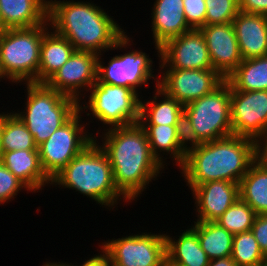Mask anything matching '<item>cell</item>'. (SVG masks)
I'll return each mask as SVG.
<instances>
[{"label":"cell","instance_id":"d6986e66","mask_svg":"<svg viewBox=\"0 0 267 266\" xmlns=\"http://www.w3.org/2000/svg\"><path fill=\"white\" fill-rule=\"evenodd\" d=\"M232 24L243 60L267 55V15L239 12Z\"/></svg>","mask_w":267,"mask_h":266},{"label":"cell","instance_id":"9c48e42d","mask_svg":"<svg viewBox=\"0 0 267 266\" xmlns=\"http://www.w3.org/2000/svg\"><path fill=\"white\" fill-rule=\"evenodd\" d=\"M81 113L82 111L79 109L38 146L42 169L50 179L94 141L95 135L90 134L80 122Z\"/></svg>","mask_w":267,"mask_h":266},{"label":"cell","instance_id":"ab89813d","mask_svg":"<svg viewBox=\"0 0 267 266\" xmlns=\"http://www.w3.org/2000/svg\"><path fill=\"white\" fill-rule=\"evenodd\" d=\"M260 156L267 161V139L260 145Z\"/></svg>","mask_w":267,"mask_h":266},{"label":"cell","instance_id":"277c9868","mask_svg":"<svg viewBox=\"0 0 267 266\" xmlns=\"http://www.w3.org/2000/svg\"><path fill=\"white\" fill-rule=\"evenodd\" d=\"M97 140L95 137L91 144L57 173L50 185L76 190L97 204L113 209L118 200L129 201L116 189L108 156Z\"/></svg>","mask_w":267,"mask_h":266},{"label":"cell","instance_id":"4fadbf2b","mask_svg":"<svg viewBox=\"0 0 267 266\" xmlns=\"http://www.w3.org/2000/svg\"><path fill=\"white\" fill-rule=\"evenodd\" d=\"M98 55V69L96 82H104L111 85L125 86L138 92V87L148 86V80H159L153 74V60L141 50H132L128 53L111 57L107 66Z\"/></svg>","mask_w":267,"mask_h":266},{"label":"cell","instance_id":"9a60e30c","mask_svg":"<svg viewBox=\"0 0 267 266\" xmlns=\"http://www.w3.org/2000/svg\"><path fill=\"white\" fill-rule=\"evenodd\" d=\"M162 69H213L206 40L200 29H192L160 46ZM162 68V69H161Z\"/></svg>","mask_w":267,"mask_h":266},{"label":"cell","instance_id":"836d02e7","mask_svg":"<svg viewBox=\"0 0 267 266\" xmlns=\"http://www.w3.org/2000/svg\"><path fill=\"white\" fill-rule=\"evenodd\" d=\"M30 190L0 162V204L8 203L22 189Z\"/></svg>","mask_w":267,"mask_h":266},{"label":"cell","instance_id":"44dd1931","mask_svg":"<svg viewBox=\"0 0 267 266\" xmlns=\"http://www.w3.org/2000/svg\"><path fill=\"white\" fill-rule=\"evenodd\" d=\"M5 29L29 28L48 21V0H0Z\"/></svg>","mask_w":267,"mask_h":266},{"label":"cell","instance_id":"d590c367","mask_svg":"<svg viewBox=\"0 0 267 266\" xmlns=\"http://www.w3.org/2000/svg\"><path fill=\"white\" fill-rule=\"evenodd\" d=\"M251 232L254 234L262 253L267 257V214L255 216Z\"/></svg>","mask_w":267,"mask_h":266},{"label":"cell","instance_id":"6da1fadb","mask_svg":"<svg viewBox=\"0 0 267 266\" xmlns=\"http://www.w3.org/2000/svg\"><path fill=\"white\" fill-rule=\"evenodd\" d=\"M51 31L66 38L77 51L97 55L131 45L122 28L101 6L82 1L48 0Z\"/></svg>","mask_w":267,"mask_h":266},{"label":"cell","instance_id":"7c38bea8","mask_svg":"<svg viewBox=\"0 0 267 266\" xmlns=\"http://www.w3.org/2000/svg\"><path fill=\"white\" fill-rule=\"evenodd\" d=\"M157 87L183 106L208 95L225 79L213 69H166Z\"/></svg>","mask_w":267,"mask_h":266},{"label":"cell","instance_id":"f35d334b","mask_svg":"<svg viewBox=\"0 0 267 266\" xmlns=\"http://www.w3.org/2000/svg\"><path fill=\"white\" fill-rule=\"evenodd\" d=\"M208 266H237L231 256L225 258H216L209 261Z\"/></svg>","mask_w":267,"mask_h":266},{"label":"cell","instance_id":"603a6c76","mask_svg":"<svg viewBox=\"0 0 267 266\" xmlns=\"http://www.w3.org/2000/svg\"><path fill=\"white\" fill-rule=\"evenodd\" d=\"M74 51V46L66 38L49 30L41 41L38 83H45Z\"/></svg>","mask_w":267,"mask_h":266},{"label":"cell","instance_id":"d4e9b609","mask_svg":"<svg viewBox=\"0 0 267 266\" xmlns=\"http://www.w3.org/2000/svg\"><path fill=\"white\" fill-rule=\"evenodd\" d=\"M155 89L153 99L144 102L140 97V119L138 123L140 125H176L177 118L184 110V106L176 99L166 95L157 86ZM159 97H163L162 100Z\"/></svg>","mask_w":267,"mask_h":266},{"label":"cell","instance_id":"4dcf8cb0","mask_svg":"<svg viewBox=\"0 0 267 266\" xmlns=\"http://www.w3.org/2000/svg\"><path fill=\"white\" fill-rule=\"evenodd\" d=\"M256 213L240 197L215 222L231 234L251 231Z\"/></svg>","mask_w":267,"mask_h":266},{"label":"cell","instance_id":"ee69618b","mask_svg":"<svg viewBox=\"0 0 267 266\" xmlns=\"http://www.w3.org/2000/svg\"><path fill=\"white\" fill-rule=\"evenodd\" d=\"M4 30H5V28L3 27L2 20L0 17V33L3 32Z\"/></svg>","mask_w":267,"mask_h":266},{"label":"cell","instance_id":"f546056e","mask_svg":"<svg viewBox=\"0 0 267 266\" xmlns=\"http://www.w3.org/2000/svg\"><path fill=\"white\" fill-rule=\"evenodd\" d=\"M231 257L237 266H261L267 260L251 231L234 235Z\"/></svg>","mask_w":267,"mask_h":266},{"label":"cell","instance_id":"5b68a950","mask_svg":"<svg viewBox=\"0 0 267 266\" xmlns=\"http://www.w3.org/2000/svg\"><path fill=\"white\" fill-rule=\"evenodd\" d=\"M26 86L25 110L12 112L27 126L39 146L79 110L80 104L45 83H26Z\"/></svg>","mask_w":267,"mask_h":266},{"label":"cell","instance_id":"e575fe53","mask_svg":"<svg viewBox=\"0 0 267 266\" xmlns=\"http://www.w3.org/2000/svg\"><path fill=\"white\" fill-rule=\"evenodd\" d=\"M183 13L192 29H200L205 25V0H183Z\"/></svg>","mask_w":267,"mask_h":266},{"label":"cell","instance_id":"7402d4cb","mask_svg":"<svg viewBox=\"0 0 267 266\" xmlns=\"http://www.w3.org/2000/svg\"><path fill=\"white\" fill-rule=\"evenodd\" d=\"M240 198L256 215L267 214V161L259 156L239 183Z\"/></svg>","mask_w":267,"mask_h":266},{"label":"cell","instance_id":"60d3db41","mask_svg":"<svg viewBox=\"0 0 267 266\" xmlns=\"http://www.w3.org/2000/svg\"><path fill=\"white\" fill-rule=\"evenodd\" d=\"M43 266H68V264L63 263V262H56V263L52 262L51 263V261H50V262L44 263Z\"/></svg>","mask_w":267,"mask_h":266},{"label":"cell","instance_id":"d6a6232c","mask_svg":"<svg viewBox=\"0 0 267 266\" xmlns=\"http://www.w3.org/2000/svg\"><path fill=\"white\" fill-rule=\"evenodd\" d=\"M176 134L179 148L185 155L203 144L194 131L190 117L184 110L177 118Z\"/></svg>","mask_w":267,"mask_h":266},{"label":"cell","instance_id":"f1b7e54d","mask_svg":"<svg viewBox=\"0 0 267 266\" xmlns=\"http://www.w3.org/2000/svg\"><path fill=\"white\" fill-rule=\"evenodd\" d=\"M3 113L1 153L14 150H38L27 126L13 112Z\"/></svg>","mask_w":267,"mask_h":266},{"label":"cell","instance_id":"8d00e7d4","mask_svg":"<svg viewBox=\"0 0 267 266\" xmlns=\"http://www.w3.org/2000/svg\"><path fill=\"white\" fill-rule=\"evenodd\" d=\"M240 12L267 15V0H239Z\"/></svg>","mask_w":267,"mask_h":266},{"label":"cell","instance_id":"ffe728a7","mask_svg":"<svg viewBox=\"0 0 267 266\" xmlns=\"http://www.w3.org/2000/svg\"><path fill=\"white\" fill-rule=\"evenodd\" d=\"M0 162L30 190H42L51 179L45 174L40 163L39 150H14L2 152Z\"/></svg>","mask_w":267,"mask_h":266},{"label":"cell","instance_id":"ac0fdd59","mask_svg":"<svg viewBox=\"0 0 267 266\" xmlns=\"http://www.w3.org/2000/svg\"><path fill=\"white\" fill-rule=\"evenodd\" d=\"M153 5L151 31L157 55L160 57V46L192 28L183 13V0H156Z\"/></svg>","mask_w":267,"mask_h":266},{"label":"cell","instance_id":"52a82bcc","mask_svg":"<svg viewBox=\"0 0 267 266\" xmlns=\"http://www.w3.org/2000/svg\"><path fill=\"white\" fill-rule=\"evenodd\" d=\"M90 92L88 104L79 105L82 112L85 113V109L92 112L86 113L87 116L92 114L93 118H97L109 128L128 126L139 122L140 95L132 88L95 82L91 86Z\"/></svg>","mask_w":267,"mask_h":266},{"label":"cell","instance_id":"30bf717a","mask_svg":"<svg viewBox=\"0 0 267 266\" xmlns=\"http://www.w3.org/2000/svg\"><path fill=\"white\" fill-rule=\"evenodd\" d=\"M101 244L114 266H162L166 259V238L161 233H139Z\"/></svg>","mask_w":267,"mask_h":266},{"label":"cell","instance_id":"ba28073f","mask_svg":"<svg viewBox=\"0 0 267 266\" xmlns=\"http://www.w3.org/2000/svg\"><path fill=\"white\" fill-rule=\"evenodd\" d=\"M192 126L202 142L233 135L230 110V84L225 80L208 95L184 106Z\"/></svg>","mask_w":267,"mask_h":266},{"label":"cell","instance_id":"7bdbcfd3","mask_svg":"<svg viewBox=\"0 0 267 266\" xmlns=\"http://www.w3.org/2000/svg\"><path fill=\"white\" fill-rule=\"evenodd\" d=\"M162 266H179L177 264L171 263L170 261H168L167 259L164 260Z\"/></svg>","mask_w":267,"mask_h":266},{"label":"cell","instance_id":"484cf974","mask_svg":"<svg viewBox=\"0 0 267 266\" xmlns=\"http://www.w3.org/2000/svg\"><path fill=\"white\" fill-rule=\"evenodd\" d=\"M190 227L197 233L201 248L210 260L231 256L234 235L217 222L195 221Z\"/></svg>","mask_w":267,"mask_h":266},{"label":"cell","instance_id":"1f68e13d","mask_svg":"<svg viewBox=\"0 0 267 266\" xmlns=\"http://www.w3.org/2000/svg\"><path fill=\"white\" fill-rule=\"evenodd\" d=\"M205 25L232 23L240 12L239 0H205Z\"/></svg>","mask_w":267,"mask_h":266},{"label":"cell","instance_id":"cb8c5ba5","mask_svg":"<svg viewBox=\"0 0 267 266\" xmlns=\"http://www.w3.org/2000/svg\"><path fill=\"white\" fill-rule=\"evenodd\" d=\"M179 238L165 234L166 259L179 266H208L210 259L201 248L197 233L186 229ZM175 239V240H174Z\"/></svg>","mask_w":267,"mask_h":266},{"label":"cell","instance_id":"83f0119b","mask_svg":"<svg viewBox=\"0 0 267 266\" xmlns=\"http://www.w3.org/2000/svg\"><path fill=\"white\" fill-rule=\"evenodd\" d=\"M147 134L148 142L153 156L165 165L163 156L170 154L179 168L183 165L186 155L180 150L176 134V125H141ZM159 152V153H158Z\"/></svg>","mask_w":267,"mask_h":266},{"label":"cell","instance_id":"5bb4252c","mask_svg":"<svg viewBox=\"0 0 267 266\" xmlns=\"http://www.w3.org/2000/svg\"><path fill=\"white\" fill-rule=\"evenodd\" d=\"M97 69V54L75 50L69 60L45 84L49 88L75 99L80 104V100L84 96L83 91L89 92L97 80Z\"/></svg>","mask_w":267,"mask_h":266},{"label":"cell","instance_id":"4316f807","mask_svg":"<svg viewBox=\"0 0 267 266\" xmlns=\"http://www.w3.org/2000/svg\"><path fill=\"white\" fill-rule=\"evenodd\" d=\"M235 90H267V55L242 60L225 79Z\"/></svg>","mask_w":267,"mask_h":266},{"label":"cell","instance_id":"b9f144b4","mask_svg":"<svg viewBox=\"0 0 267 266\" xmlns=\"http://www.w3.org/2000/svg\"><path fill=\"white\" fill-rule=\"evenodd\" d=\"M3 127V114L0 113V154H1V132Z\"/></svg>","mask_w":267,"mask_h":266},{"label":"cell","instance_id":"2e32d148","mask_svg":"<svg viewBox=\"0 0 267 266\" xmlns=\"http://www.w3.org/2000/svg\"><path fill=\"white\" fill-rule=\"evenodd\" d=\"M204 34L213 70L226 79L242 62L232 23L204 25Z\"/></svg>","mask_w":267,"mask_h":266},{"label":"cell","instance_id":"8992f818","mask_svg":"<svg viewBox=\"0 0 267 266\" xmlns=\"http://www.w3.org/2000/svg\"><path fill=\"white\" fill-rule=\"evenodd\" d=\"M48 26V27H47ZM49 21L29 28L5 29L0 33V67L16 84L38 83L40 48L43 36L51 29Z\"/></svg>","mask_w":267,"mask_h":266},{"label":"cell","instance_id":"74e56055","mask_svg":"<svg viewBox=\"0 0 267 266\" xmlns=\"http://www.w3.org/2000/svg\"><path fill=\"white\" fill-rule=\"evenodd\" d=\"M101 254L99 255H94V257L86 260L84 262V264L80 265V266H108L110 264L109 258L107 256V254L101 249ZM68 266H74V264L70 265L69 263H67ZM78 266V265H75Z\"/></svg>","mask_w":267,"mask_h":266},{"label":"cell","instance_id":"e0dca14e","mask_svg":"<svg viewBox=\"0 0 267 266\" xmlns=\"http://www.w3.org/2000/svg\"><path fill=\"white\" fill-rule=\"evenodd\" d=\"M191 192L198 212L196 221L202 222H215L240 197L239 184L224 180L205 182Z\"/></svg>","mask_w":267,"mask_h":266},{"label":"cell","instance_id":"8fae6325","mask_svg":"<svg viewBox=\"0 0 267 266\" xmlns=\"http://www.w3.org/2000/svg\"><path fill=\"white\" fill-rule=\"evenodd\" d=\"M230 110L233 135L259 145L267 139V90L238 91L230 85Z\"/></svg>","mask_w":267,"mask_h":266},{"label":"cell","instance_id":"7a4b0ae2","mask_svg":"<svg viewBox=\"0 0 267 266\" xmlns=\"http://www.w3.org/2000/svg\"><path fill=\"white\" fill-rule=\"evenodd\" d=\"M104 131L102 144H98L108 156L116 189L131 202L165 167L153 156L145 129L139 123L106 127Z\"/></svg>","mask_w":267,"mask_h":266},{"label":"cell","instance_id":"3957f363","mask_svg":"<svg viewBox=\"0 0 267 266\" xmlns=\"http://www.w3.org/2000/svg\"><path fill=\"white\" fill-rule=\"evenodd\" d=\"M260 156V145L253 139L231 135L203 142L187 153L181 174L192 190L209 181L239 184L251 164Z\"/></svg>","mask_w":267,"mask_h":266},{"label":"cell","instance_id":"f6af8a7d","mask_svg":"<svg viewBox=\"0 0 267 266\" xmlns=\"http://www.w3.org/2000/svg\"><path fill=\"white\" fill-rule=\"evenodd\" d=\"M3 78V80H5V75L3 74L2 70H1V67H0V81L1 79Z\"/></svg>","mask_w":267,"mask_h":266}]
</instances>
